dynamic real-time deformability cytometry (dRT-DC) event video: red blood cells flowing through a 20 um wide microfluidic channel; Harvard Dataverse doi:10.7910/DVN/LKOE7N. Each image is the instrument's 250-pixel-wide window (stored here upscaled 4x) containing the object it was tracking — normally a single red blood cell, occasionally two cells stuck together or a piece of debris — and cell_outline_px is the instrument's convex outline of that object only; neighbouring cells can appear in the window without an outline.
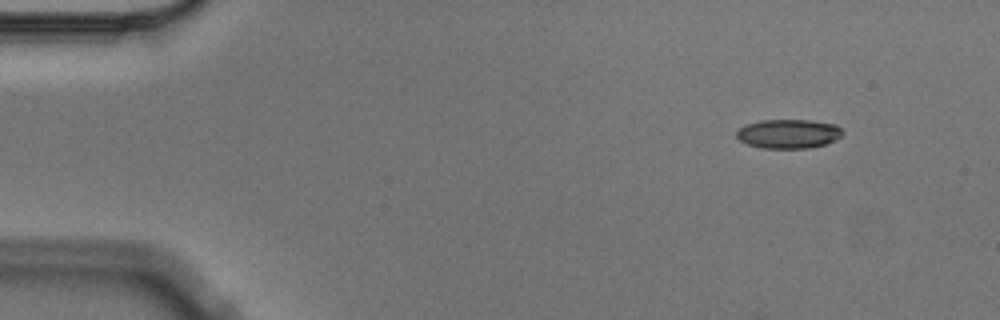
{"species": "Egyptian fruit bat (a non-hibernating species)", "species_latin": "Rousettus aegyptiacus", "temperature_condition": "cold", "stored_images_in_passage": 5, "segment_of_instrument_passage": [2, 2], "camera_frame_rate_fps": 3000, "um_per_image_px": 0.085, "animal": {"sex": "male"}, "frame": {"image": 1, "passage_image": 5, "time_ms": 1.333, "image_size_px": [1000, 320], "cell_outline_px": [[844, 132], [836, 140], [824, 144], [808, 148], [760, 148], [748, 144], [740, 140], [736, 136], [736, 132], [740, 128], [748, 124], [760, 120], [812, 120], [836, 124]], "centroid_in_image_um": [67.04, 11.37], "position_along_channel_um": 18.0, "area_um2": 17.98}}